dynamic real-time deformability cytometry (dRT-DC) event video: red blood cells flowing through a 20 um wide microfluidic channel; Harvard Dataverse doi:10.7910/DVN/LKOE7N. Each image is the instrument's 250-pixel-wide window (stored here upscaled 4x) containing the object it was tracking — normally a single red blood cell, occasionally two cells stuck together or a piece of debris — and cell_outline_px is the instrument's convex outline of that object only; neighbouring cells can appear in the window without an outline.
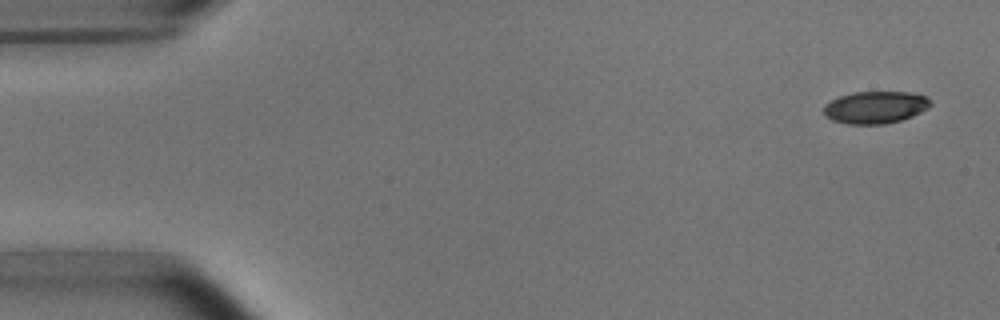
{"species": "common noctule bat (a hibernating species)", "species_latin": "Nyctalus noctula", "temperature_condition": "room temperature", "stored_images_in_passage": 2, "camera_frame_rate_fps": 3000, "um_per_image_px": 0.085, "animal": {"sex": "male", "body_mass_g": 15.6}, "frame": {"image": 1, "passage_image": 2, "time_ms": 1.0, "image_size_px": [1000, 320], "cell_outline_px": [[932, 104], [928, 108], [912, 116], [900, 120], [884, 124], [848, 124], [832, 120], [824, 116], [824, 104], [840, 96], [852, 92], [908, 92], [928, 96]], "centroid_in_image_um": [74.4, 9.12], "position_along_channel_um": 10.6, "area_um2": 20.11}}